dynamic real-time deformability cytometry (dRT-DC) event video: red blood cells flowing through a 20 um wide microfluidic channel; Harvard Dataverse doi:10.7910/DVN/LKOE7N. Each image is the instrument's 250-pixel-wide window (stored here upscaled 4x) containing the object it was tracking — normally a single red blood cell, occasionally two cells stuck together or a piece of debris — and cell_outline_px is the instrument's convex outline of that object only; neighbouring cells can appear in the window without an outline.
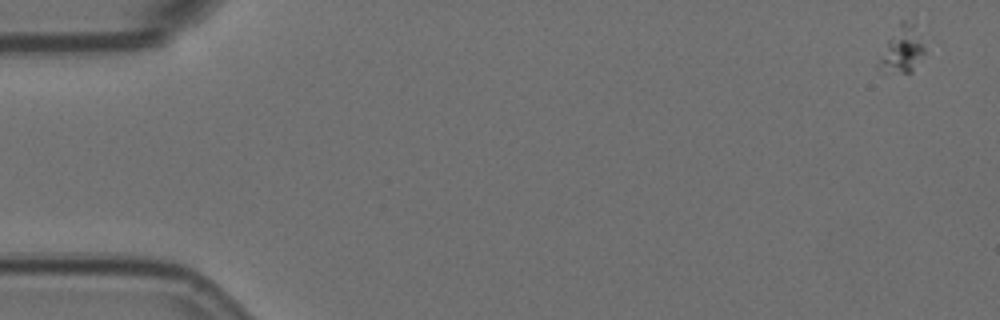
{"species": "Egyptian fruit bat (a non-hibernating species)", "species_latin": "Rousettus aegyptiacus", "temperature_condition": "room temperature", "stored_images_in_passage": 6, "camera_frame_rate_fps": 3000, "um_per_image_px": 0.085, "animal": {"sex": "female"}, "frame": {"image": 1, "passage_image": 1, "time_ms": 0.0, "image_size_px": [1000, 320], "cell_outline_px": [[940, 44], [912, 72], [900, 72], [876, 68], [876, 64], [888, 40], [900, 20], [904, 20], [912, 24], [936, 40]], "centroid_in_image_um": [77.03, 4.14], "position_along_channel_um": 8.0, "area_um2": 14.39}}
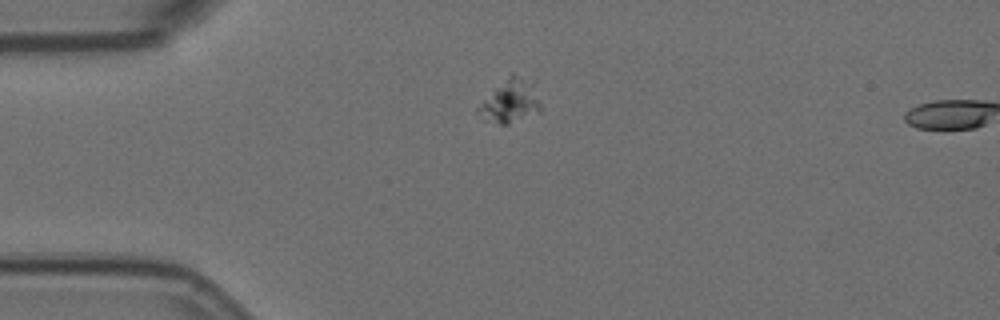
{"frame": {"image": 2, "passage_image": 5, "time_ms": 1.333, "image_size_px": [1000, 320], "cell_outline_px": [[540, 112], [508, 124], [500, 124], [484, 120], [476, 112], [476, 108], [512, 72], [520, 80], [540, 104]], "centroid_in_image_um": [43.24, 8.73], "position_along_channel_um": 41.8, "area_um2": 14.16}}